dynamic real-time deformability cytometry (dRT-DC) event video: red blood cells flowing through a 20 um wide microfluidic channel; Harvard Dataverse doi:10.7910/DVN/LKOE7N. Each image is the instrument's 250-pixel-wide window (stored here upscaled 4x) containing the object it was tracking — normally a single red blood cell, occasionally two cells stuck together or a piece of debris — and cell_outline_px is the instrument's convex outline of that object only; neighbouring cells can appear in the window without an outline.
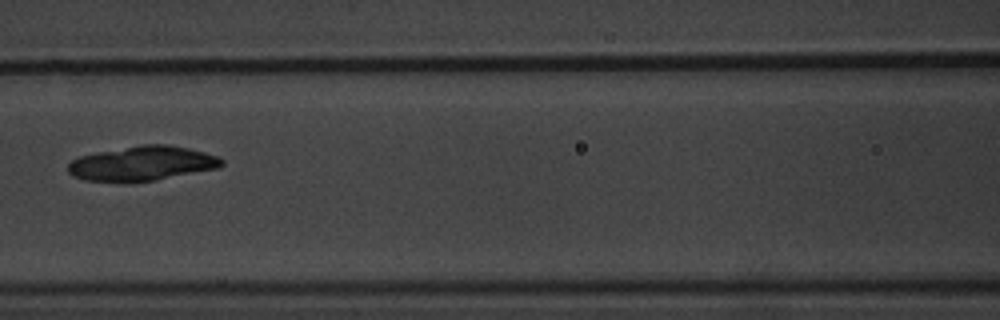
{"species": "common noctule bat (a hibernating species)", "species_latin": "Nyctalus noctula", "temperature_condition": "warm", "stored_images_in_passage": 4, "camera_frame_rate_fps": 3000, "um_per_image_px": 0.085, "animal": {"sex": "male", "body_mass_g": 20.1, "forearm_length_mm": 53.5}, "frame": {"image": 1, "passage_image": 3, "time_ms": 2.667, "image_size_px": [1000, 320], "cell_outline_px": [[224, 164], [220, 168], [156, 180], [124, 184], [84, 180], [72, 176], [68, 172], [68, 164], [72, 160], [80, 156], [140, 144], [168, 144], [188, 148], [204, 152], [216, 156], [224, 160]], "centroid_in_image_um": [12.08, 13.92], "position_along_channel_um": 154.5, "area_um2": 31.5}}
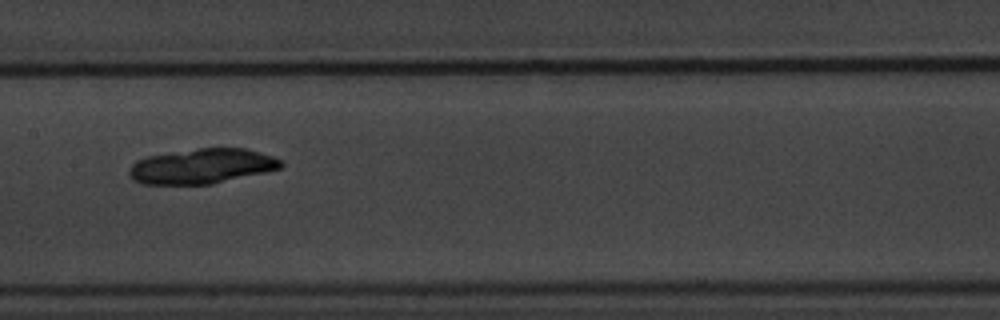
{"frame": {"image": 2, "passage_image": 4, "time_ms": 3.667, "image_size_px": [1000, 320], "cell_outline_px": [[284, 164], [280, 168], [264, 172], [212, 184], [144, 184], [132, 180], [128, 176], [128, 168], [136, 160], [148, 156], [196, 148], [244, 148], [272, 156], [280, 160]], "centroid_in_image_um": [17.1, 14.13], "position_along_channel_um": 190.3, "area_um2": 30.87}}